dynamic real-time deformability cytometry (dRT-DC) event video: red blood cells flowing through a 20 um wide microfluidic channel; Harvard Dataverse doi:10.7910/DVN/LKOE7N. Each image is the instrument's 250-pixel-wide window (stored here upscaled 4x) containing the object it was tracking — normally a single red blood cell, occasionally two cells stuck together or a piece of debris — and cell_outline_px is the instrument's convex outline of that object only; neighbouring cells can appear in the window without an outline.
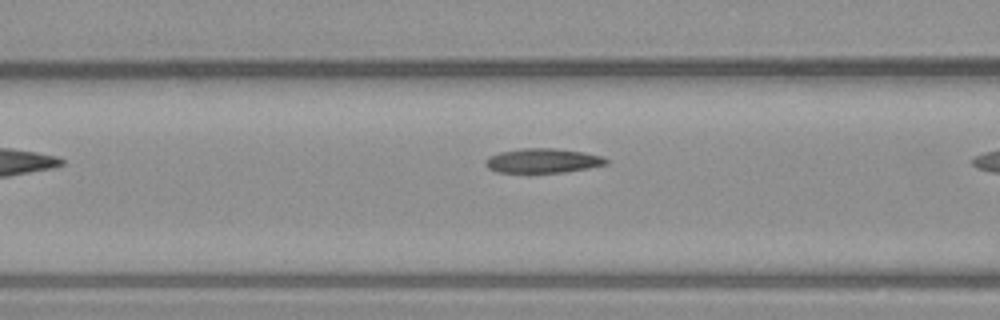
{"species": "common noctule bat (a hibernating species)", "species_latin": "Nyctalus noctula", "temperature_condition": "warm", "stored_images_in_passage": 8, "camera_frame_rate_fps": 3000, "um_per_image_px": 0.085, "animal": {"sex": "male", "body_mass_g": 23.1, "forearm_length_mm": 52.7}, "frame": {"image": 1, "passage_image": 7, "time_ms": 2.0, "image_size_px": [1000, 320], "cell_outline_px": [[608, 164], [588, 168], [564, 172], [496, 172], [488, 168], [484, 164], [484, 160], [488, 156], [500, 152], [520, 148], [552, 148], [584, 152], [600, 156], [608, 160]], "centroid_in_image_um": [46.09, 13.65], "position_along_channel_um": 120.5, "area_um2": 17.17}}